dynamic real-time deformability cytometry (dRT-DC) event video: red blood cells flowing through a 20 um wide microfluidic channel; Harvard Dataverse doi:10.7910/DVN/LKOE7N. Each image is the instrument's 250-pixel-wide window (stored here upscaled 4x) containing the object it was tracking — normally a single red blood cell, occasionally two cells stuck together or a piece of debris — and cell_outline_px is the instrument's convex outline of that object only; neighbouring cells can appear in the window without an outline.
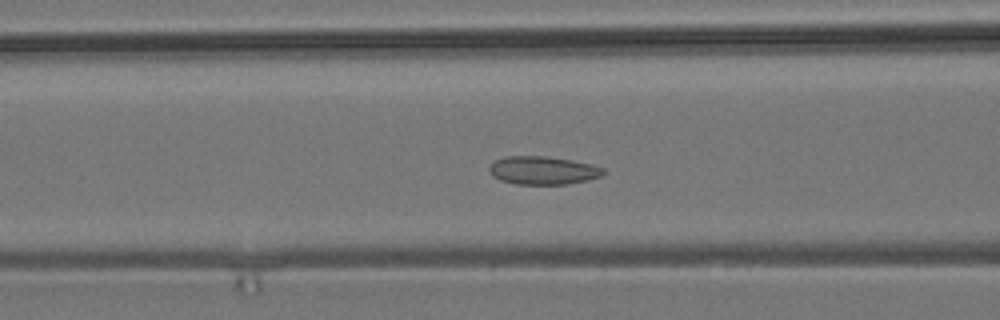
{"species": "common noctule bat (a hibernating species)", "species_latin": "Nyctalus noctula", "temperature_condition": "room temperature", "stored_images_in_passage": 55, "camera_frame_rate_fps": 3000, "um_per_image_px": 0.085, "animal": {"sex": "male", "body_mass_g": 19.2, "forearm_length_mm": 51.8}, "frame": {"image": 1, "passage_image": 21, "time_ms": 6.667, "image_size_px": [1000, 320], "cell_outline_px": [[604, 172], [600, 176], [588, 180], [568, 184], [516, 184], [500, 180], [492, 176], [488, 172], [488, 168], [496, 160], [504, 156], [544, 156], [572, 160], [592, 164], [604, 168]], "centroid_in_image_um": [46.13, 14.48], "position_along_channel_um": 120.5, "area_um2": 18.79}}
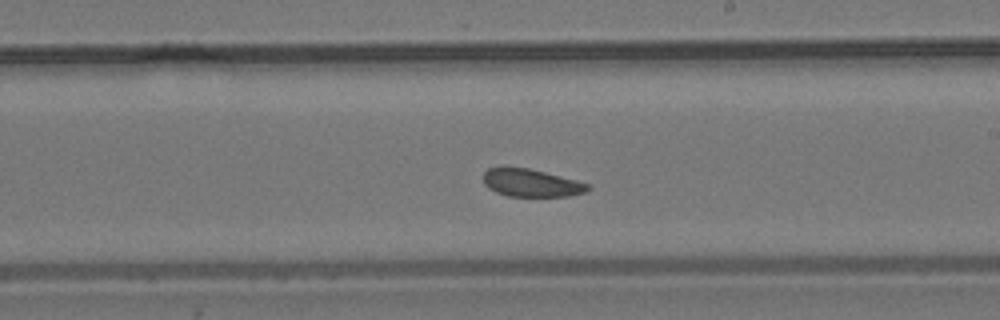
{"frame": {"image": 2, "passage_image": 31, "time_ms": 10.0, "image_size_px": [1000, 320], "cell_outline_px": [[592, 188], [584, 192], [568, 196], [508, 196], [496, 192], [488, 188], [484, 184], [484, 172], [488, 168], [528, 168], [576, 180], [588, 184]], "centroid_in_image_um": [45.15, 15.56], "position_along_channel_um": 243.8, "area_um2": 16.59}}
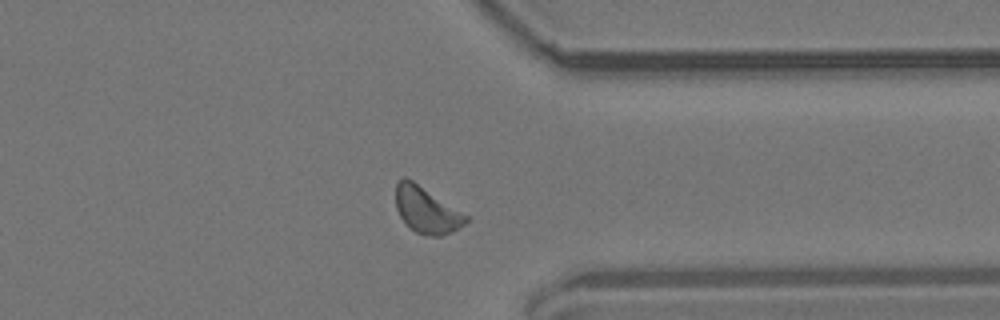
{"frame": {"image": 3, "passage_image": 42, "time_ms": 13.667, "image_size_px": [1000, 320], "cell_outline_px": [[468, 220], [464, 224], [452, 232], [440, 236], [424, 236], [416, 232], [400, 216], [396, 208], [396, 184], [404, 176], [412, 180], [468, 216]], "centroid_in_image_um": [36.25, 17.86], "position_along_channel_um": 375.2, "area_um2": 18.5}, "authors_computed_cell_mechanics": {"area_um2": 18.496, "velocity_mm_per_s": 3.7033, "shape_relaxation_time_tau1_ms": null, "shape_relaxation_time_tau2_ms": 2.113, "deformation_change_tau1": null, "deformation_change_tau2": 0.0461}}